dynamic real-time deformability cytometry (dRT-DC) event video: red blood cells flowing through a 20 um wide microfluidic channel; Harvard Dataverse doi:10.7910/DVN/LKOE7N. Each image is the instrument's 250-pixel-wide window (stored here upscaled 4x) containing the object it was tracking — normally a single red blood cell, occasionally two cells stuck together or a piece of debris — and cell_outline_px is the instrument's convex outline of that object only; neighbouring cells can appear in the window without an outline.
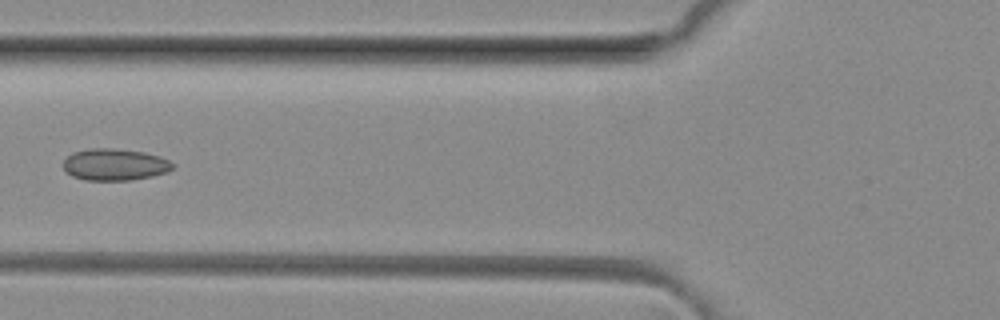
{"species": "common noctule bat (a hibernating species)", "species_latin": "Nyctalus noctula", "temperature_condition": "room temperature", "stored_images_in_passage": 5, "camera_frame_rate_fps": 3000, "um_per_image_px": 0.085, "animal": {"sex": "female", "body_mass_g": 29.2, "forearm_length_mm": 56.3}, "frame": {"image": 1, "passage_image": 3, "time_ms": 0.667, "image_size_px": [1000, 320], "cell_outline_px": [[176, 168], [168, 172], [152, 176], [132, 180], [84, 180], [72, 176], [64, 168], [64, 160], [72, 152], [88, 148], [112, 148], [144, 152], [160, 156], [176, 164]], "centroid_in_image_um": [9.8, 13.98], "position_along_channel_um": 116.0, "area_um2": 20.46}}
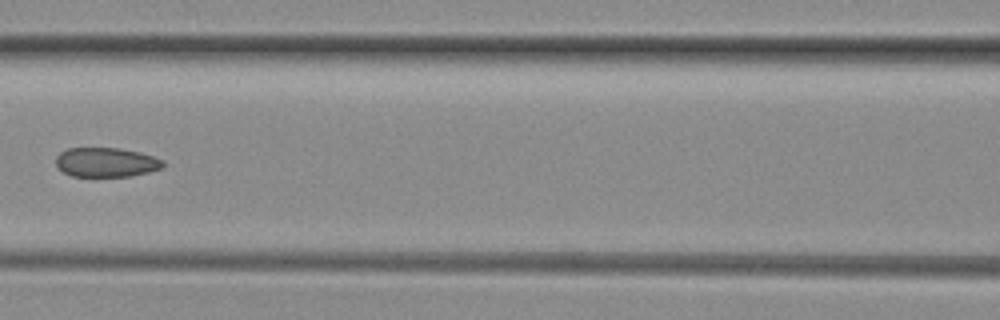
{"frame": {"image": 2, "passage_image": 4, "time_ms": 1.0, "image_size_px": [1000, 320], "cell_outline_px": [[164, 164], [160, 168], [148, 172], [132, 176], [72, 176], [56, 168], [56, 156], [60, 152], [68, 148], [120, 148], [140, 152], [164, 160]], "centroid_in_image_um": [9.0, 13.79], "position_along_channel_um": 157.6, "area_um2": 18.38}}
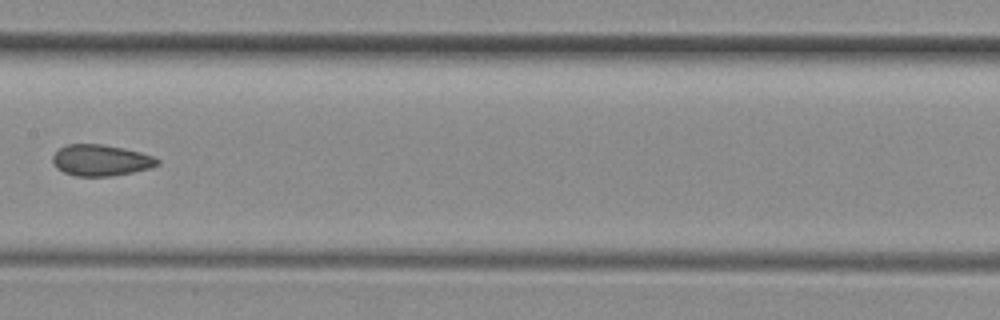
{"frame": {"image": 3, "passage_image": 5, "time_ms": 1.333, "image_size_px": [1000, 320], "cell_outline_px": [[160, 164], [148, 168], [132, 172], [112, 176], [76, 176], [64, 172], [56, 168], [52, 164], [52, 156], [60, 148], [68, 144], [100, 144], [124, 148], [140, 152], [152, 156], [160, 160]], "centroid_in_image_um": [8.55, 13.62], "position_along_channel_um": 198.9, "area_um2": 19.02}}